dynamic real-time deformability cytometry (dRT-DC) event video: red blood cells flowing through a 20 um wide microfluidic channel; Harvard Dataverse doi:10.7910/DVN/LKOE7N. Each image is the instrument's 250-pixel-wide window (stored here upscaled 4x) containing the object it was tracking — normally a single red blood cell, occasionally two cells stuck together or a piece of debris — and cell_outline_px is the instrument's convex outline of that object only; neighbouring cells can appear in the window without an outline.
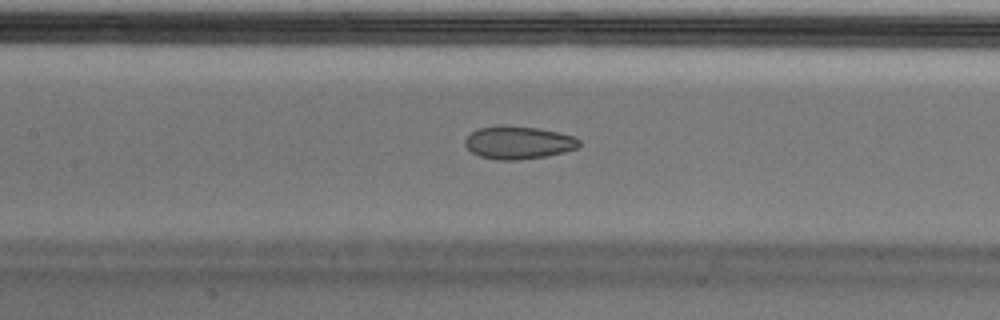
{"species": "Egyptian fruit bat (a non-hibernating species)", "species_latin": "Rousettus aegyptiacus", "temperature_condition": "cold", "stored_images_in_passage": 41, "camera_frame_rate_fps": 3000, "um_per_image_px": 0.085, "animal": {"sex": "male"}, "frame": {"image": 1, "passage_image": 12, "time_ms": 3.667, "image_size_px": [1000, 320], "cell_outline_px": [[580, 144], [576, 148], [564, 152], [548, 156], [520, 160], [496, 160], [480, 156], [472, 152], [464, 144], [464, 140], [472, 132], [480, 128], [540, 128], [572, 136], [580, 140]], "centroid_in_image_um": [44.09, 12.17], "position_along_channel_um": 163.3, "area_um2": 21.1}, "authors_computed_cell_mechanics": {"area_um2": 23.0622, "velocity_mm_per_s": 3.6961, "shape_relaxation_time_tau1_ms": null, "shape_relaxation_time_tau2_ms": 2.4224, "deformation_change_tau1": null, "deformation_change_tau2": 0.0722}}